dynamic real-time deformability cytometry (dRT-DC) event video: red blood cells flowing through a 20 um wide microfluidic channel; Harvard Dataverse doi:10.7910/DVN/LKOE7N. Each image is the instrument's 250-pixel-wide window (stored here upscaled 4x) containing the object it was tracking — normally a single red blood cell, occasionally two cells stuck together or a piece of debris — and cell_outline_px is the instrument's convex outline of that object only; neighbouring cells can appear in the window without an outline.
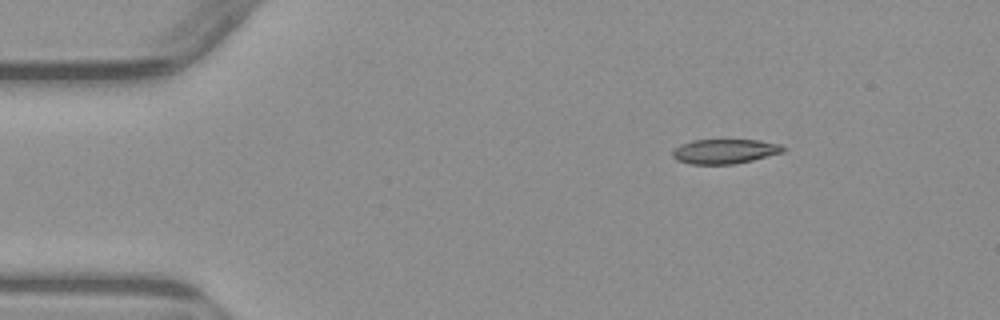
{"species": "common noctule bat (a hibernating species)", "species_latin": "Nyctalus noctula", "temperature_condition": "warm", "stored_images_in_passage": 3, "camera_frame_rate_fps": 3000, "um_per_image_px": 0.085, "animal": {"sex": "male", "body_mass_g": 23.1, "forearm_length_mm": 52.7}, "frame": {"image": 1, "passage_image": 1, "time_ms": 0.0, "image_size_px": [1000, 320], "cell_outline_px": [[784, 152], [752, 160], [732, 164], [692, 164], [676, 160], [672, 156], [672, 152], [680, 144], [692, 140], [760, 140], [780, 144], [784, 148]], "centroid_in_image_um": [61.59, 12.86], "position_along_channel_um": 23.4, "area_um2": 15.78}}